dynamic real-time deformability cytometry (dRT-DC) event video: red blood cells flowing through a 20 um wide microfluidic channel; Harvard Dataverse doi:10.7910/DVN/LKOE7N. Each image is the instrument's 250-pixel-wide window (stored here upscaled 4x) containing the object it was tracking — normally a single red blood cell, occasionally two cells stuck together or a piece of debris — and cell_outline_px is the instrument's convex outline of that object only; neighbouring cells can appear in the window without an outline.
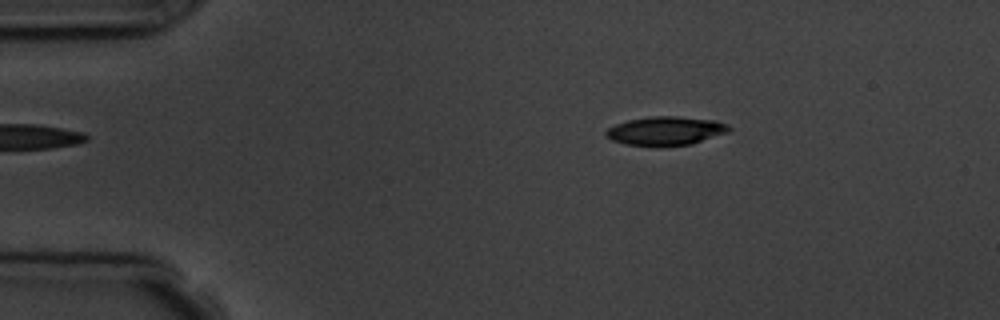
{"species": "common noctule bat (a hibernating species)", "species_latin": "Nyctalus noctula", "temperature_condition": "room temperature", "stored_images_in_passage": 4, "camera_frame_rate_fps": 3000, "um_per_image_px": 0.085, "animal": {"sex": "male", "body_mass_g": 19.5, "forearm_length_mm": 54.6}, "frame": {"image": 1, "passage_image": 3, "time_ms": 2.333, "image_size_px": [1000, 320], "cell_outline_px": [[732, 128], [728, 132], [692, 144], [624, 144], [612, 140], [604, 136], [604, 132], [608, 128], [616, 124], [628, 120], [648, 116], [676, 116], [716, 120], [728, 124]], "centroid_in_image_um": [56.59, 11.09], "position_along_channel_um": 28.4, "area_um2": 20.23}}